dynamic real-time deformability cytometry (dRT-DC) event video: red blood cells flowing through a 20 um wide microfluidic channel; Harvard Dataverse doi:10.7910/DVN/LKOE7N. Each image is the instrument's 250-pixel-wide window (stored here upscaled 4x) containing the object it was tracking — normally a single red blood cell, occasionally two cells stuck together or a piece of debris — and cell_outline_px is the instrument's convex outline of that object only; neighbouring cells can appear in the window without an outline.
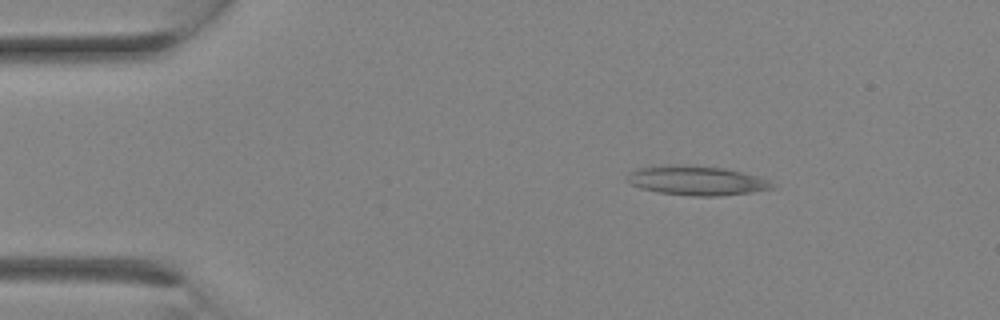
{"species": "Egyptian fruit bat (a non-hibernating species)", "species_latin": "Rousettus aegyptiacus", "temperature_condition": "room temperature", "stored_images_in_passage": 13, "camera_frame_rate_fps": 3000, "um_per_image_px": 0.085, "animal": {"sex": "female"}, "frame": {"image": 1, "passage_image": 4, "time_ms": 1.0, "image_size_px": [1000, 320], "cell_outline_px": [[776, 188], [752, 192], [720, 196], [692, 196], [660, 192], [640, 188], [632, 184], [628, 180], [628, 176], [636, 168], [676, 164], [680, 164], [724, 168], [756, 176], [768, 180], [776, 184]], "centroid_in_image_um": [59.26, 15.35], "position_along_channel_um": 25.7, "area_um2": 24.62}}
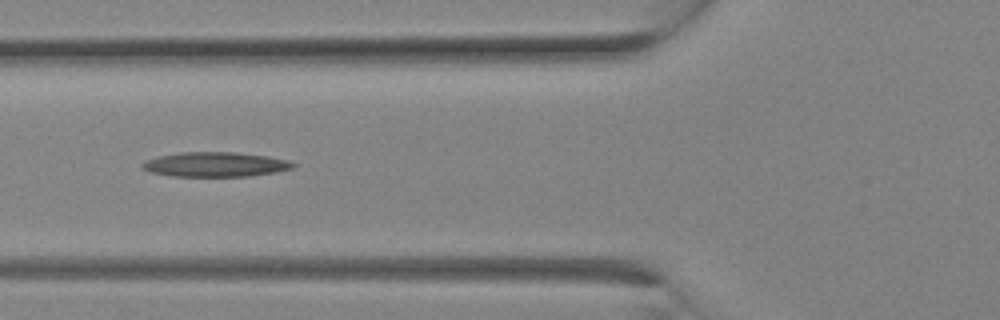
{"frame": {"image": 2, "passage_image": 10, "time_ms": 3.0, "image_size_px": [1000, 320], "cell_outline_px": [[296, 164], [292, 168], [276, 172], [248, 176], [172, 176], [152, 172], [140, 168], [140, 164], [144, 160], [160, 156], [180, 152], [236, 152], [268, 156], [288, 160]], "centroid_in_image_um": [18.28, 13.97], "position_along_channel_um": 107.5, "area_um2": 21.68}}
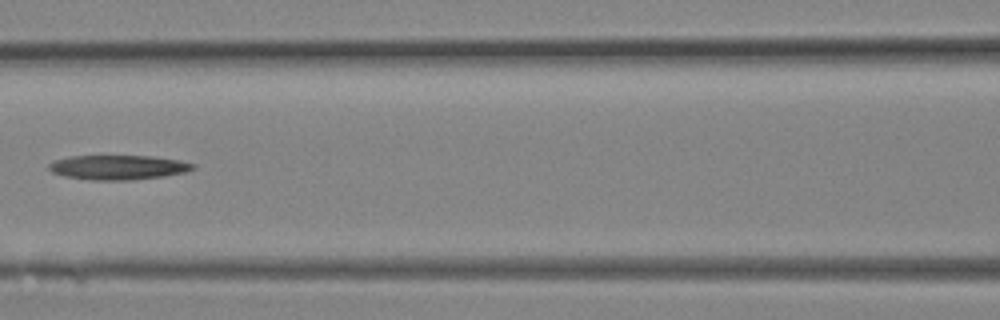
{"frame": {"image": 3, "passage_image": 12, "time_ms": 3.667, "image_size_px": [1000, 320], "cell_outline_px": [[196, 168], [188, 172], [164, 176], [132, 180], [92, 180], [64, 176], [52, 172], [48, 168], [48, 164], [56, 160], [68, 156], [152, 156], [180, 160], [196, 164]], "centroid_in_image_um": [10.09, 14.22], "position_along_channel_um": 156.5, "area_um2": 20.75}}